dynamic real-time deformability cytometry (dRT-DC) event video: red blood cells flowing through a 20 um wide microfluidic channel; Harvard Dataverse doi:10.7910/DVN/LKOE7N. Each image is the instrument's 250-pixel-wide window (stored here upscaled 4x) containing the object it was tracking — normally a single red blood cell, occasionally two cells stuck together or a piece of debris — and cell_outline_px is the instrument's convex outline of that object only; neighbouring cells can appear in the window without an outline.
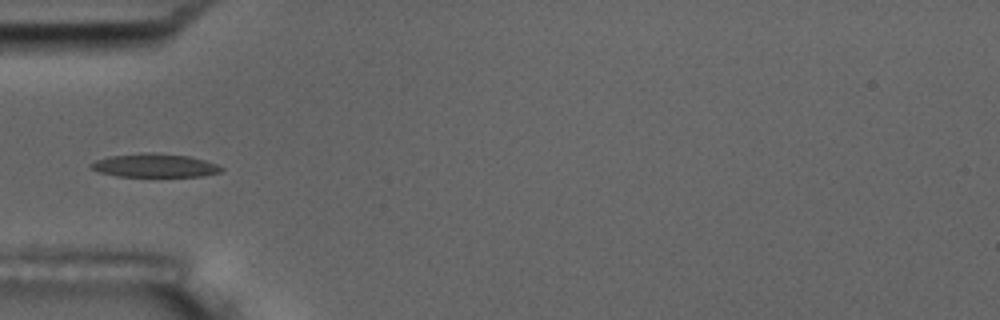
{"species": "common noctule bat (a hibernating species)", "species_latin": "Nyctalus noctula", "temperature_condition": "room temperature", "stored_images_in_passage": 7, "camera_frame_rate_fps": 3000, "um_per_image_px": 0.085, "animal": {"sex": "male", "body_mass_g": 17.5, "forearm_length_mm": 52.3}, "frame": {"image": 1, "passage_image": 5, "time_ms": 5.667, "image_size_px": [1000, 320], "cell_outline_px": [[224, 168], [220, 172], [200, 176], [116, 176], [100, 172], [88, 168], [88, 164], [96, 160], [108, 156], [140, 152], [152, 152], [188, 156], [204, 160], [216, 164]], "centroid_in_image_um": [13.08, 14.05], "position_along_channel_um": 71.9, "area_um2": 17.92}}